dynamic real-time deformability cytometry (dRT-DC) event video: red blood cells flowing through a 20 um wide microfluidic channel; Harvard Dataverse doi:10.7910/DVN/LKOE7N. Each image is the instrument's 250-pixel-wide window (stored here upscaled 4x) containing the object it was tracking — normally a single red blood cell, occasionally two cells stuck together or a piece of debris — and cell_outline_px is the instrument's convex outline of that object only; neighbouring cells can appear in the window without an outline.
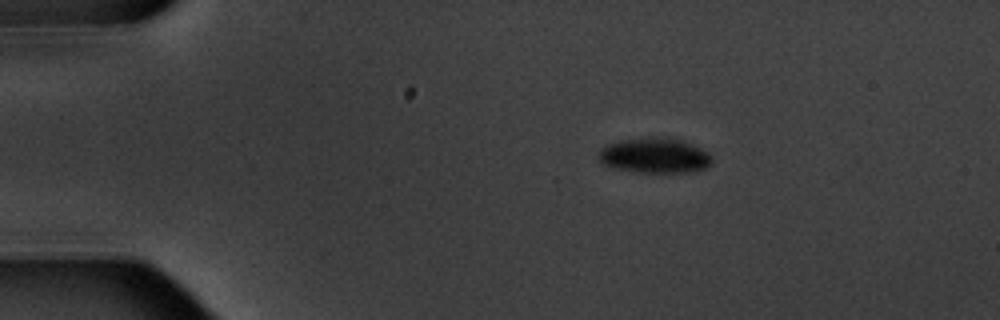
{"species": "common noctule bat (a hibernating species)", "species_latin": "Nyctalus noctula", "temperature_condition": "warm", "stored_images_in_passage": 4, "camera_frame_rate_fps": 3000, "um_per_image_px": 0.085, "animal": {"sex": "male", "body_mass_g": 20.1, "forearm_length_mm": 53.5}, "frame": {"image": 1, "passage_image": 2, "time_ms": 1.0, "image_size_px": [1000, 320], "cell_outline_px": [[712, 164], [704, 168], [688, 172], [640, 172], [612, 168], [604, 164], [596, 156], [596, 152], [600, 148], [608, 144], [620, 140], [652, 136], [656, 136], [680, 140], [700, 148], [708, 152], [712, 156]], "centroid_in_image_um": [55.6, 13.21], "position_along_channel_um": 29.4, "area_um2": 23.35}}